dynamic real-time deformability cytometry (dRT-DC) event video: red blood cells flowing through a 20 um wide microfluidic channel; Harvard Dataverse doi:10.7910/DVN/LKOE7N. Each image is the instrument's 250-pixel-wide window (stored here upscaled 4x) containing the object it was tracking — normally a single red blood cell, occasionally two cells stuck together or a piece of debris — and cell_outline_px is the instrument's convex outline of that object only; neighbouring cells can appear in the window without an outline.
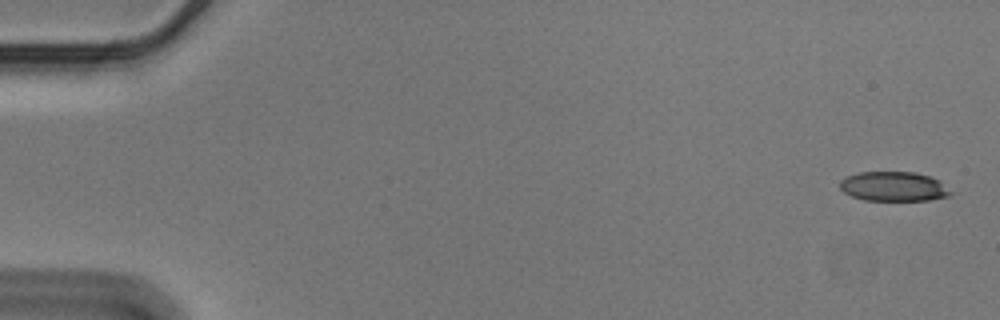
{"species": "Egyptian fruit bat (a non-hibernating species)", "species_latin": "Rousettus aegyptiacus", "temperature_condition": "cold", "stored_images_in_passage": 57, "camera_frame_rate_fps": 3000, "um_per_image_px": 0.085, "animal": {"sex": "male"}, "frame": {"image": 1, "passage_image": 2, "time_ms": 0.333, "image_size_px": [1000, 320], "cell_outline_px": [[956, 192], [952, 196], [928, 200], [864, 200], [852, 196], [844, 192], [840, 188], [840, 180], [844, 176], [860, 172], [916, 172], [932, 176], [940, 180]], "centroid_in_image_um": [76.04, 15.84], "position_along_channel_um": 9.0, "area_um2": 19.54}}
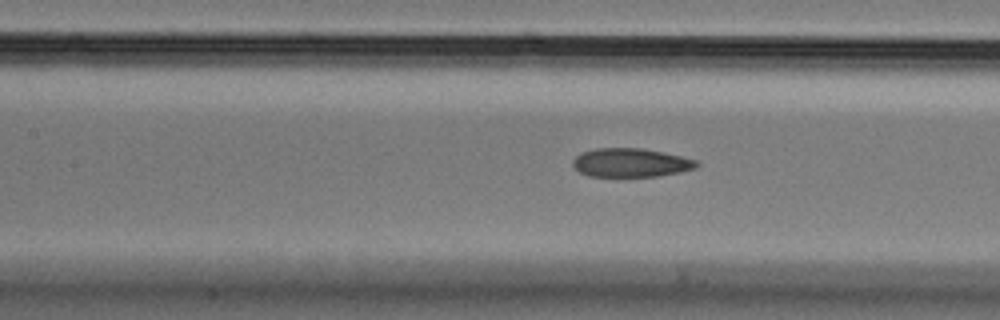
{"frame": {"image": 2, "passage_image": 26, "time_ms": 8.333, "image_size_px": [1000, 320], "cell_outline_px": [[700, 164], [696, 168], [680, 172], [660, 176], [588, 176], [580, 172], [572, 164], [572, 160], [580, 152], [596, 148], [640, 148], [664, 152], [696, 160]], "centroid_in_image_um": [53.61, 13.82], "position_along_channel_um": 153.8, "area_um2": 20.75}}
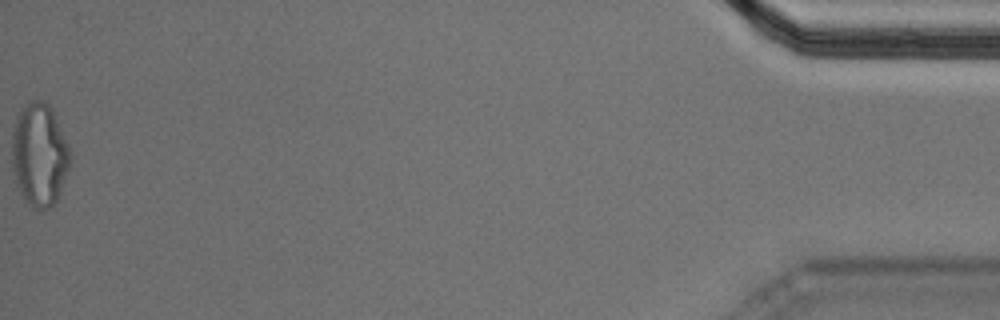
{"frame": {"image": 3, "passage_image": 57, "time_ms": 18.667, "image_size_px": [1000, 320], "cell_outline_px": [[68, 168], [60, 192], [56, 200], [48, 208], [36, 212], [24, 200], [16, 184], [12, 172], [12, 128], [16, 116], [20, 108], [32, 100], [44, 100], [52, 108], [68, 144]], "centroid_in_image_um": [3.3, 13.15], "position_along_channel_um": 431.9, "area_um2": 35.14}, "authors_computed_cell_mechanics": {"area_um2": 21.4438, "velocity_mm_per_s": 3.5895, "shape_relaxation_time_tau1_ms": 10.7328, "shape_relaxation_time_tau2_ms": 3.5766, "deformation_change_tau1": 0.2071, "deformation_change_tau2": 0.118}}